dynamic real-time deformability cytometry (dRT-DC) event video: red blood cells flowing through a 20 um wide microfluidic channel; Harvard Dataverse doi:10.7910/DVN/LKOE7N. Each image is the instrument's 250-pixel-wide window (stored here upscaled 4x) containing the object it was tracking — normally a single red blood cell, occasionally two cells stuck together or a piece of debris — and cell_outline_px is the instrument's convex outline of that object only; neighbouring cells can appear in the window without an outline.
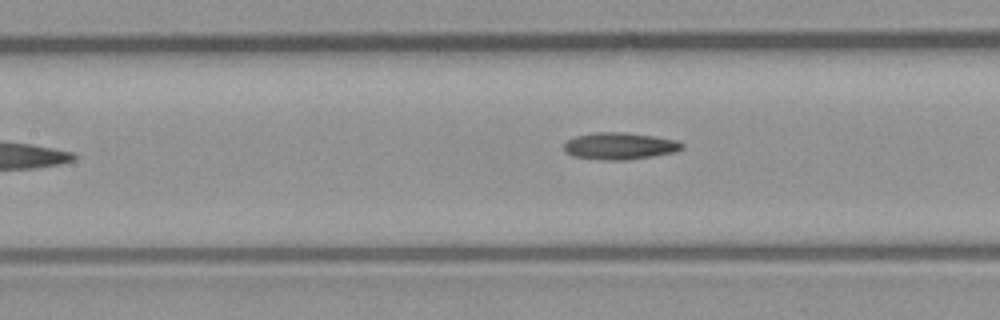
{"species": "common noctule bat (a hibernating species)", "species_latin": "Nyctalus noctula", "temperature_condition": "room temperature", "stored_images_in_passage": 10, "camera_frame_rate_fps": 3000, "um_per_image_px": 0.085, "animal": {"sex": "male", "body_mass_g": 23.1, "forearm_length_mm": 52.7}, "frame": {"image": 1, "passage_image": 9, "time_ms": 2.667, "image_size_px": [1000, 320], "cell_outline_px": [[684, 148], [676, 152], [628, 160], [604, 160], [572, 156], [564, 152], [564, 144], [568, 140], [576, 136], [592, 132], [624, 132], [652, 136], [676, 140], [684, 144]], "centroid_in_image_um": [52.67, 12.41], "position_along_channel_um": 154.7, "area_um2": 18.61}}
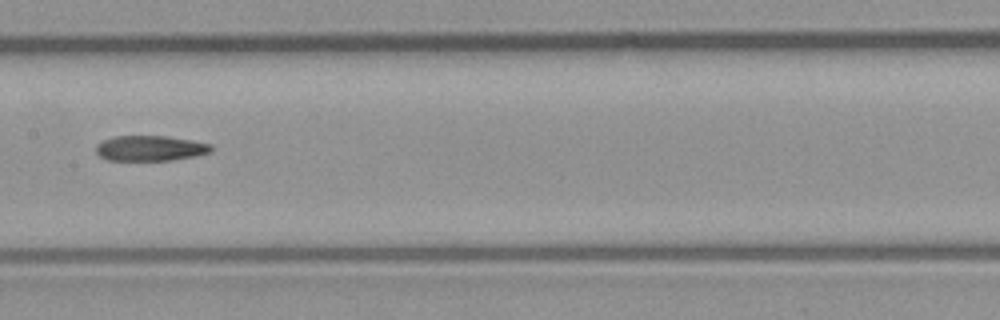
{"frame": {"image": 2, "passage_image": 10, "time_ms": 3.0, "image_size_px": [1000, 320], "cell_outline_px": [[212, 152], [172, 160], [108, 160], [100, 156], [96, 152], [96, 144], [104, 140], [116, 136], [168, 136], [192, 140], [212, 144]], "centroid_in_image_um": [12.78, 12.59], "position_along_channel_um": 194.6, "area_um2": 16.94}}